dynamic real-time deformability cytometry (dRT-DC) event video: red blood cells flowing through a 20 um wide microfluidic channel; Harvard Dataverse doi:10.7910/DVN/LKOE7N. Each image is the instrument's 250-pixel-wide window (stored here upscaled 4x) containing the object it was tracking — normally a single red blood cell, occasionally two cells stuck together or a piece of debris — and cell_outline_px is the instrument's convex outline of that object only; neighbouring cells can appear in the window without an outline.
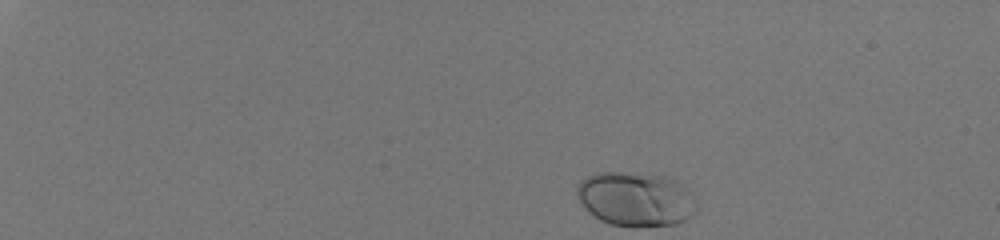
{"species": "human", "species_latin": "Homo sapiens", "temperature_condition": "room temperature", "stored_images_in_passage": 39, "camera_frame_rate_fps": 3000, "um_per_image_px": 0.085, "donor": {"sex": "male"}, "frame": {"image": 1, "passage_image": 1, "time_ms": 0.0, "image_size_px": [1000, 240], "cell_outline_px": [[696, 212], [684, 220], [676, 224], [612, 224], [600, 220], [588, 212], [576, 196], [576, 188], [580, 180], [596, 172], [620, 172], [664, 176], [676, 180], [684, 184], [696, 204]], "centroid_in_image_um": [54.0, 16.88], "position_along_channel_um": 31.0, "area_um2": 37.22}}
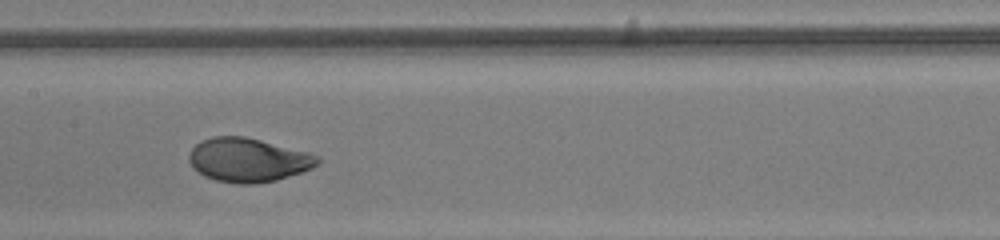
{"frame": {"image": 2, "passage_image": 23, "time_ms": 7.333, "image_size_px": [1000, 240], "cell_outline_px": [[320, 160], [312, 168], [276, 180], [256, 184], [236, 184], [216, 180], [204, 176], [192, 168], [188, 160], [188, 156], [192, 148], [200, 140], [212, 136], [244, 136], [308, 152], [320, 156]], "centroid_in_image_um": [21.05, 13.6], "position_along_channel_um": 186.4, "area_um2": 32.95}}
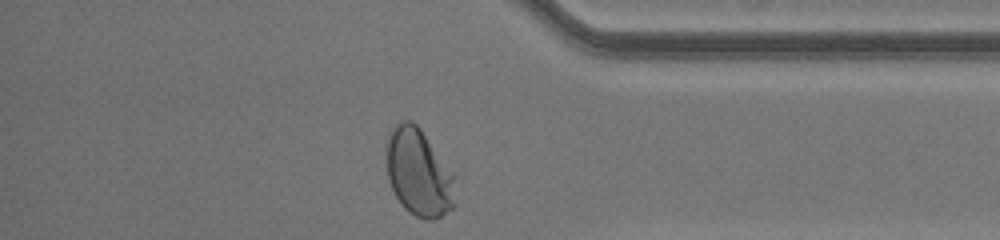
{"frame": {"image": 3, "passage_image": 39, "time_ms": 12.667, "image_size_px": [1000, 240], "cell_outline_px": [[456, 204], [452, 208], [440, 216], [432, 220], [428, 220], [416, 216], [408, 212], [404, 208], [396, 196], [388, 180], [384, 148], [388, 132], [400, 120], [412, 120], [420, 128], [456, 172]], "centroid_in_image_um": [35.61, 14.63], "position_along_channel_um": 399.6, "area_um2": 36.36}, "authors_computed_cell_mechanics": {"area_um2": 32.5992, "velocity_mm_per_s": 4.1002, "shape_relaxation_time_tau1_ms": 3.2395, "shape_relaxation_time_tau2_ms": null, "deformation_change_tau1": 0.1658, "deformation_change_tau2": null}}